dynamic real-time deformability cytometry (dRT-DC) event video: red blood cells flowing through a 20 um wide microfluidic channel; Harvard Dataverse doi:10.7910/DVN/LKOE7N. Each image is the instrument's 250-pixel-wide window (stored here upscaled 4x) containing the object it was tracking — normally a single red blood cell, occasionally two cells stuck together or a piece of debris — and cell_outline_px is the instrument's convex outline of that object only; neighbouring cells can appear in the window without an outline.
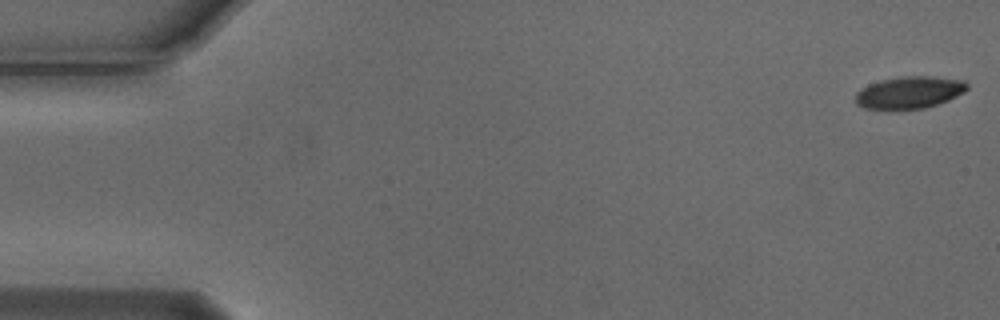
{"species": "Egyptian fruit bat (a non-hibernating species)", "species_latin": "Rousettus aegyptiacus", "temperature_condition": "cold", "stored_images_in_passage": 7, "camera_frame_rate_fps": 3000, "um_per_image_px": 0.085, "animal": {"sex": "male"}, "frame": {"image": 1, "passage_image": 1, "time_ms": 0.0, "image_size_px": [1000, 320], "cell_outline_px": [[968, 88], [964, 92], [948, 100], [924, 108], [864, 108], [856, 104], [856, 92], [860, 88], [868, 84], [880, 80], [900, 76], [932, 76], [964, 80], [968, 84]], "centroid_in_image_um": [77.29, 7.83], "position_along_channel_um": 7.7, "area_um2": 20.75}}
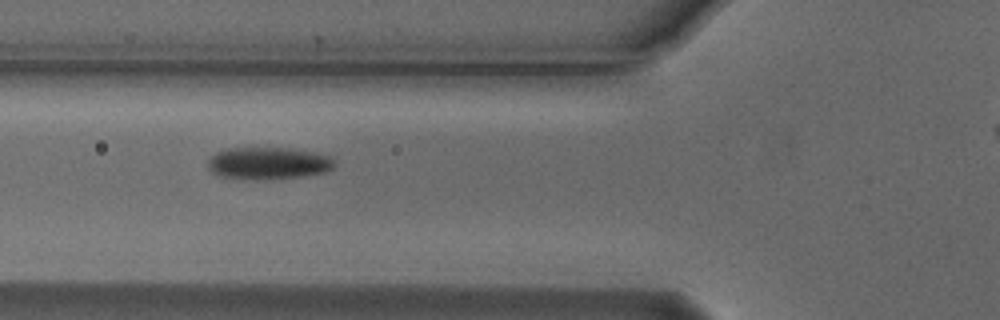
{"frame": {"image": 2, "passage_image": 6, "time_ms": 1.667, "image_size_px": [1000, 320], "cell_outline_px": [[336, 164], [332, 168], [324, 172], [296, 176], [220, 176], [212, 172], [208, 168], [208, 160], [216, 152], [228, 148], [292, 148], [332, 156], [336, 160]], "centroid_in_image_um": [22.85, 13.8], "position_along_channel_um": 103.0, "area_um2": 22.48}}
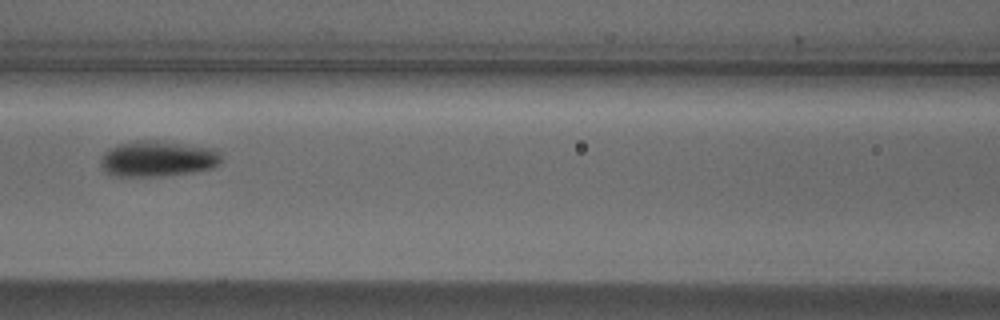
{"frame": {"image": 3, "passage_image": 7, "time_ms": 2.0, "image_size_px": [1000, 320], "cell_outline_px": [[220, 164], [212, 168], [192, 172], [164, 176], [112, 176], [104, 172], [100, 164], [100, 156], [108, 148], [120, 144], [136, 140], [156, 140], [216, 148], [220, 152]], "centroid_in_image_um": [13.38, 13.49], "position_along_channel_um": 153.2, "area_um2": 25.55}}